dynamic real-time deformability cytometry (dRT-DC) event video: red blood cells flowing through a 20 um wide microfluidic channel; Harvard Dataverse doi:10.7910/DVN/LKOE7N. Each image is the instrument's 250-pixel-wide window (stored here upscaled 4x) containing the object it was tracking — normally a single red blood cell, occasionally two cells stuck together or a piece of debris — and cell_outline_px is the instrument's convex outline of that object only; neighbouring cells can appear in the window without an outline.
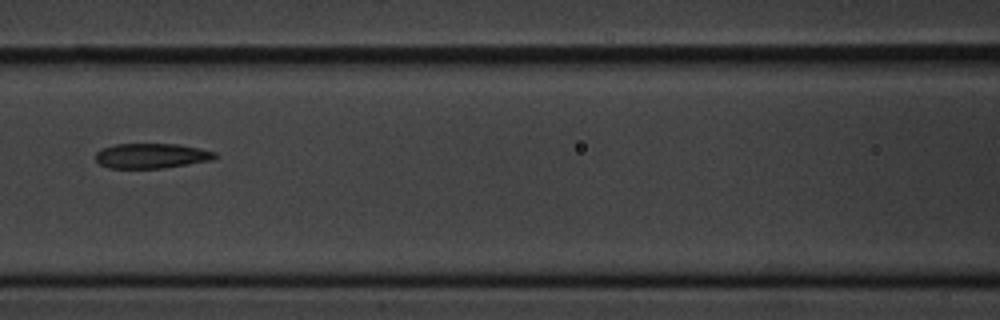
{"species": "common noctule bat (a hibernating species)", "species_latin": "Nyctalus noctula", "temperature_condition": "cold", "stored_images_in_passage": 7, "camera_frame_rate_fps": 3000, "um_per_image_px": 0.085, "animal": {"sex": "male", "body_mass_g": 20.1, "forearm_length_mm": 53.5}, "frame": {"image": 1, "passage_image": 7, "time_ms": 7.0, "image_size_px": [1000, 320], "cell_outline_px": [[216, 156], [212, 160], [164, 168], [108, 168], [100, 164], [96, 160], [96, 152], [100, 148], [112, 144], [180, 144], [216, 152]], "centroid_in_image_um": [12.84, 13.24], "position_along_channel_um": 153.8, "area_um2": 17.46}}